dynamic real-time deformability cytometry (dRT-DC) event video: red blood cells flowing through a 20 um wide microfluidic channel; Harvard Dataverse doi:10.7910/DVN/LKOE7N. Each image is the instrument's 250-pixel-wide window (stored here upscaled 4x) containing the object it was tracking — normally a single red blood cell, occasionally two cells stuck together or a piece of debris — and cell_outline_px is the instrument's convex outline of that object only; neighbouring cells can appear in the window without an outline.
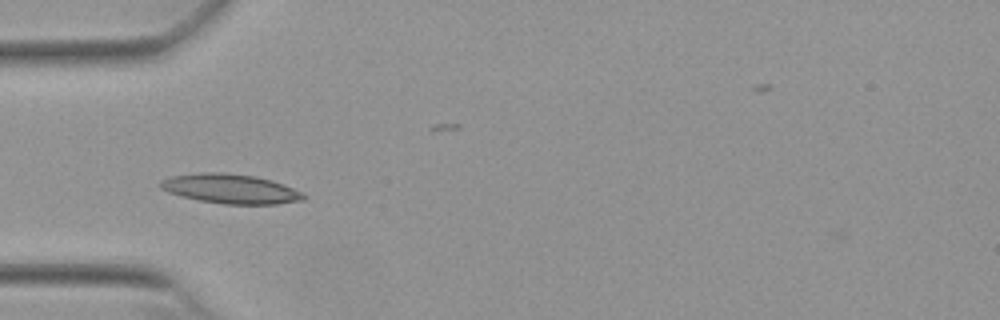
{"species": "Egyptian fruit bat (a non-hibernating species)", "species_latin": "Rousettus aegyptiacus", "temperature_condition": "warm", "stored_images_in_passage": 38, "camera_frame_rate_fps": 3000, "um_per_image_px": 0.085, "animal": {"sex": "female"}, "frame": {"image": 1, "passage_image": 1, "time_ms": 0.0, "image_size_px": [1000, 320], "cell_outline_px": [[304, 200], [276, 204], [224, 204], [200, 200], [180, 196], [168, 192], [160, 188], [160, 180], [172, 176], [204, 172], [220, 172], [256, 176], [272, 180], [304, 192]], "centroid_in_image_um": [19.6, 16.05], "position_along_channel_um": 65.4, "area_um2": 24.57}}
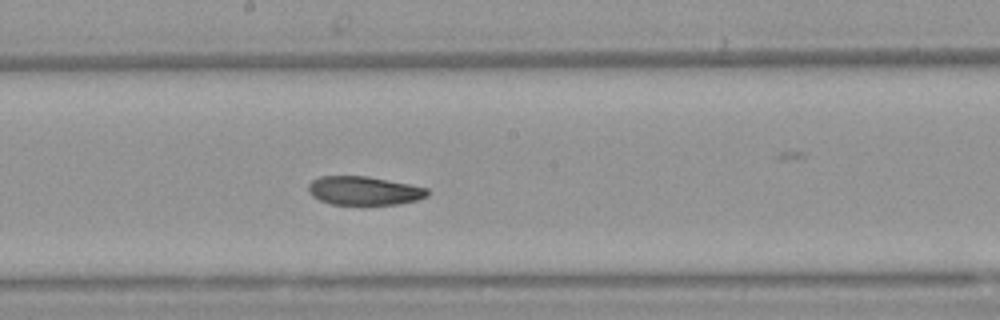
{"frame": {"image": 2, "passage_image": 13, "time_ms": 4.0, "image_size_px": [1000, 320], "cell_outline_px": [[428, 196], [416, 200], [396, 204], [360, 208], [332, 204], [320, 200], [312, 196], [308, 192], [308, 184], [312, 180], [320, 176], [368, 176], [412, 184], [428, 188]], "centroid_in_image_um": [30.94, 16.25], "position_along_channel_um": 217.3, "area_um2": 20.87}}
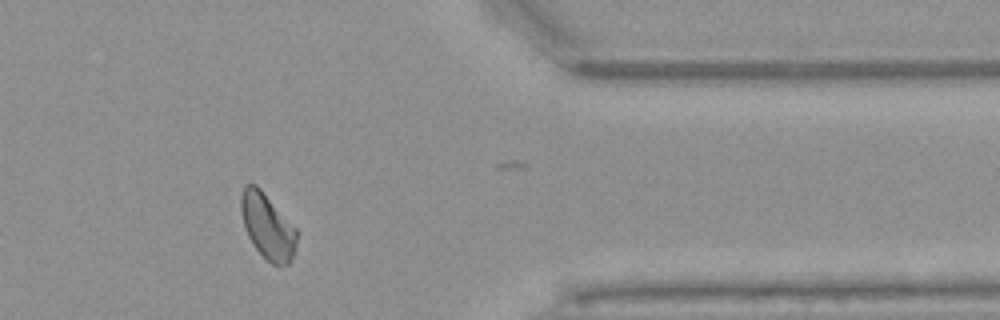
{"frame": {"image": 3, "passage_image": 28, "time_ms": 9.0, "image_size_px": [1000, 320], "cell_outline_px": [[296, 240], [292, 256], [288, 264], [272, 264], [252, 244], [244, 228], [240, 208], [240, 196], [244, 188], [248, 184], [256, 184], [260, 188], [296, 228]], "centroid_in_image_um": [22.7, 19.2], "position_along_channel_um": 388.7, "area_um2": 20.81}, "authors_computed_cell_mechanics": {"area_um2": 21.2704, "velocity_mm_per_s": 3.8184, "shape_relaxation_time_tau1_ms": 5.8038, "shape_relaxation_time_tau2_ms": 8.5283, "deformation_change_tau1": 0.1317, "deformation_change_tau2": 0.1437}}